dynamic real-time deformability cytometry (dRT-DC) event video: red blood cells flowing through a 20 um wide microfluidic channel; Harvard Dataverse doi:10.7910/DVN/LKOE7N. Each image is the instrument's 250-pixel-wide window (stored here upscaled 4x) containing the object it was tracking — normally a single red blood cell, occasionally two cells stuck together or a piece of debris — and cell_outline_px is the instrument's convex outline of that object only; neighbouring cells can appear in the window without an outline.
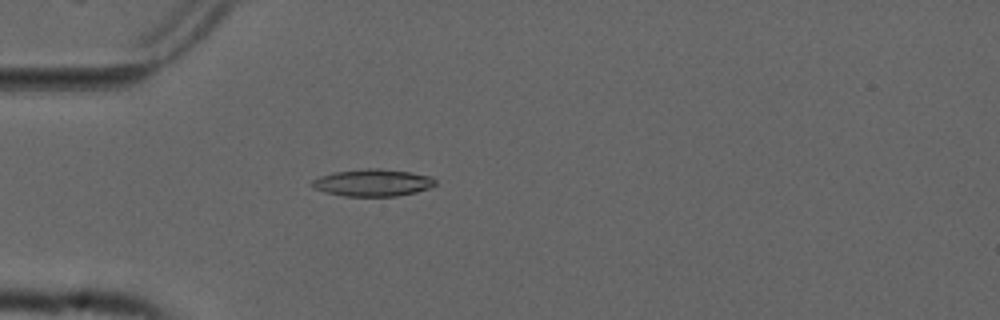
{"species": "common noctule bat (a hibernating species)", "species_latin": "Nyctalus noctula", "temperature_condition": "cold", "stored_images_in_passage": 3, "camera_frame_rate_fps": 3000, "um_per_image_px": 0.085, "animal": {"sex": "male", "forearm_length_mm": 52.5}, "frame": {"image": 1, "passage_image": 3, "time_ms": 0.667, "image_size_px": [1000, 320], "cell_outline_px": [[436, 184], [428, 188], [416, 192], [396, 196], [344, 196], [324, 192], [312, 188], [308, 184], [312, 180], [320, 176], [332, 172], [368, 168], [380, 168], [412, 172], [432, 176], [436, 180]], "centroid_in_image_um": [31.65, 15.52], "position_along_channel_um": 53.3, "area_um2": 19.77}}